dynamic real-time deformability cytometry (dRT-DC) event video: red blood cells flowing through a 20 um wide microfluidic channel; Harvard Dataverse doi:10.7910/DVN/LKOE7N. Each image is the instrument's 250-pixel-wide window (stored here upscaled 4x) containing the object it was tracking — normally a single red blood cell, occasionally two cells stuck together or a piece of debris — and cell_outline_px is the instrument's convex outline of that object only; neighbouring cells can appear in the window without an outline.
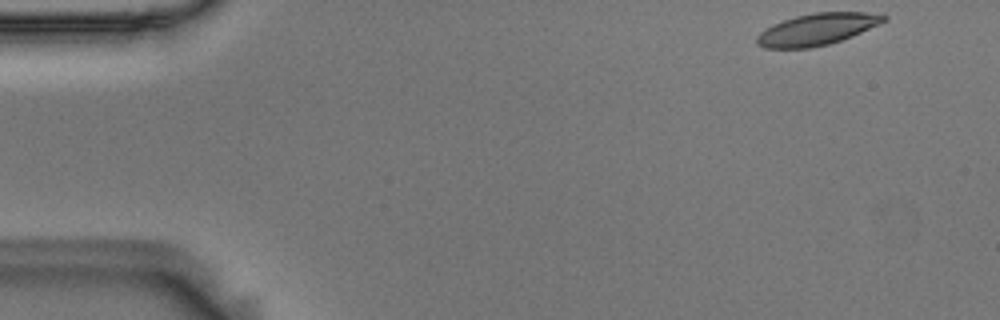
{"species": "Egyptian fruit bat (a non-hibernating species)", "species_latin": "Rousettus aegyptiacus", "temperature_condition": "room temperature", "stored_images_in_passage": 52, "camera_frame_rate_fps": 3000, "um_per_image_px": 0.085, "animal": {"sex": "male"}, "frame": {"image": 1, "passage_image": 1, "time_ms": 0.0, "image_size_px": [1000, 320], "cell_outline_px": [[888, 20], [880, 24], [852, 36], [828, 44], [812, 48], [764, 48], [756, 44], [756, 36], [760, 32], [772, 24], [796, 16], [816, 12], [864, 12], [888, 16]], "centroid_in_image_um": [69.44, 2.49], "position_along_channel_um": 15.6, "area_um2": 23.41}}
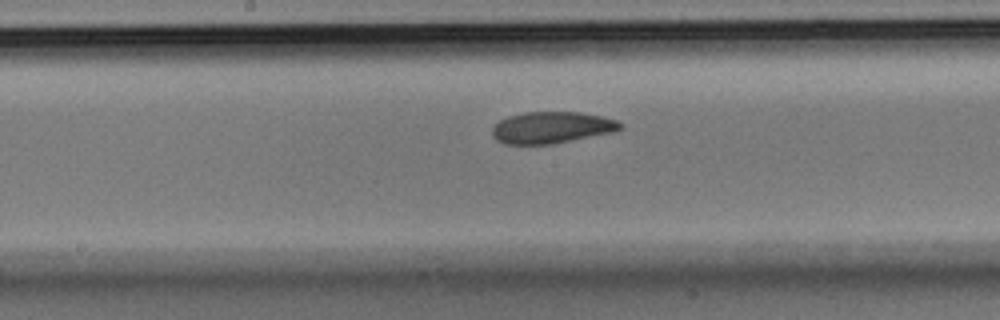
{"frame": {"image": 2, "passage_image": 25, "time_ms": 8.0, "image_size_px": [1000, 320], "cell_outline_px": [[624, 128], [616, 132], [552, 144], [504, 144], [496, 140], [492, 136], [492, 128], [500, 120], [508, 116], [524, 112], [580, 112], [600, 116], [616, 120], [624, 124]], "centroid_in_image_um": [46.92, 10.84], "position_along_channel_um": 201.3, "area_um2": 23.81}}
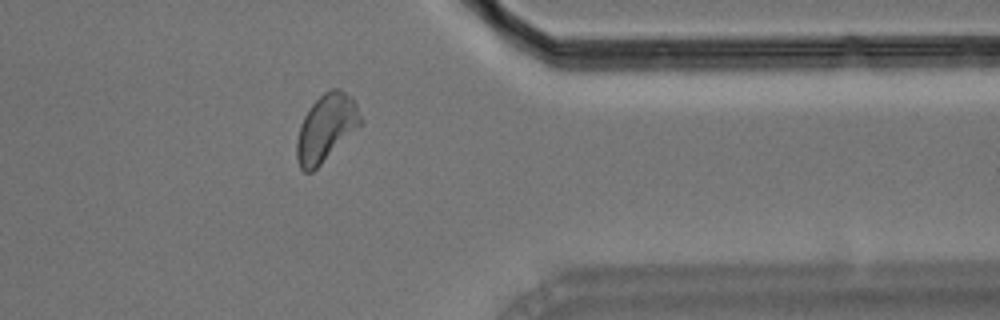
{"frame": {"image": 3, "passage_image": 41, "time_ms": 13.333, "image_size_px": [1000, 320], "cell_outline_px": [[364, 120], [312, 172], [304, 172], [300, 168], [296, 160], [296, 140], [300, 124], [304, 116], [312, 104], [324, 92], [332, 88], [340, 88], [352, 96]], "centroid_in_image_um": [27.69, 10.84], "position_along_channel_um": 383.7, "area_um2": 24.68}, "authors_computed_cell_mechanics": {"area_um2": 23.987, "velocity_mm_per_s": 3.6373, "shape_relaxation_time_tau1_ms": 4.1731, "shape_relaxation_time_tau2_ms": 3.0001, "deformation_change_tau1": 0.1313, "deformation_change_tau2": 0.0824}}